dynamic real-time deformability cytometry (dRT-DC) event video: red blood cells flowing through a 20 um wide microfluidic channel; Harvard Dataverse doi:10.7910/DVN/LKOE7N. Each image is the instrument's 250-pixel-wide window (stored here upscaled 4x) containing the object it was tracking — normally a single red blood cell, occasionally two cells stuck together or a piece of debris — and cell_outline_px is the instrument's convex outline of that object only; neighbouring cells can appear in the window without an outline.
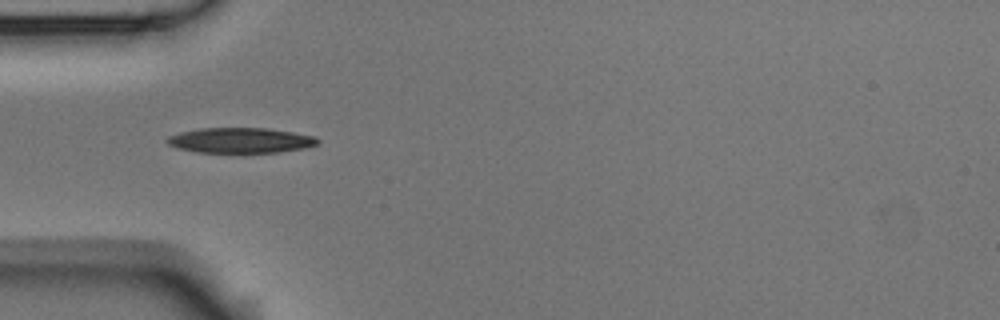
{"species": "Egyptian fruit bat (a non-hibernating species)", "species_latin": "Rousettus aegyptiacus", "temperature_condition": "room temperature", "stored_images_in_passage": 12, "camera_frame_rate_fps": 3000, "um_per_image_px": 0.085, "animal": {"sex": "male"}, "frame": {"image": 1, "passage_image": 3, "time_ms": 0.667, "image_size_px": [1000, 320], "cell_outline_px": [[320, 140], [316, 144], [304, 148], [276, 152], [240, 156], [196, 152], [180, 148], [168, 144], [168, 136], [180, 132], [200, 128], [268, 128], [316, 136]], "centroid_in_image_um": [20.45, 11.97], "position_along_channel_um": 64.6, "area_um2": 23.06}}
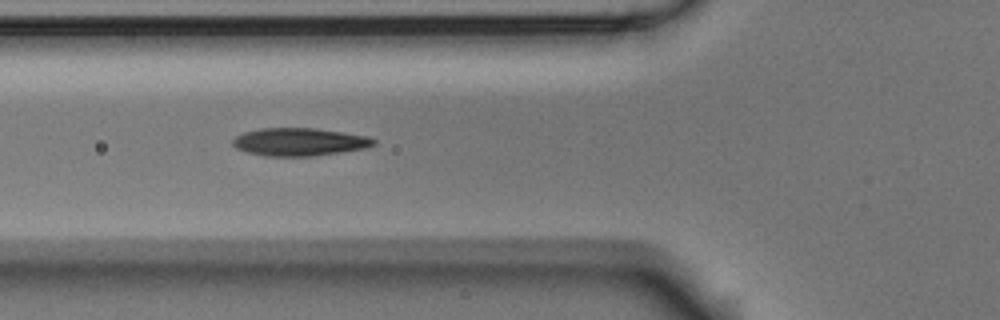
{"frame": {"image": 2, "passage_image": 6, "time_ms": 1.667, "image_size_px": [1000, 320], "cell_outline_px": [[376, 144], [364, 148], [340, 152], [312, 156], [264, 156], [248, 152], [236, 148], [232, 144], [232, 140], [236, 136], [244, 132], [260, 128], [316, 128], [344, 132], [368, 136], [376, 140]], "centroid_in_image_um": [25.44, 12.05], "position_along_channel_um": 100.4, "area_um2": 22.89}}